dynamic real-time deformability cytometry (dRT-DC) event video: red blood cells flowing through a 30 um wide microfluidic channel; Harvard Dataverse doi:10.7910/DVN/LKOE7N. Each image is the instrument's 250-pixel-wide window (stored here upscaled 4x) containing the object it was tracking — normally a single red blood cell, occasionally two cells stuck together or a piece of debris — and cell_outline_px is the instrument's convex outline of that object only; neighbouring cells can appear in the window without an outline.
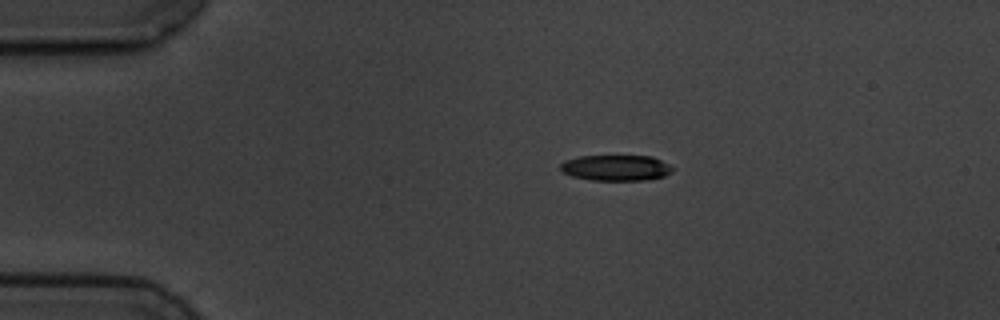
{"species": "common noctule bat (a hibernating species)", "species_latin": "Nyctalus noctula", "temperature_condition": "cold", "stored_images_in_passage": 7, "camera_frame_rate_fps": 3000, "um_per_image_px": 0.085, "animal": {"sex": "male", "body_mass_g": 19.5, "forearm_length_mm": 54.6}, "frame": {"image": 1, "passage_image": 3, "time_ms": 2.333, "image_size_px": [1000, 320], "cell_outline_px": [[676, 168], [672, 172], [664, 176], [644, 180], [592, 180], [572, 176], [564, 172], [560, 168], [560, 164], [564, 160], [580, 156], [652, 156]], "centroid_in_image_um": [52.37, 14.26], "position_along_channel_um": 32.6, "area_um2": 16.82}}
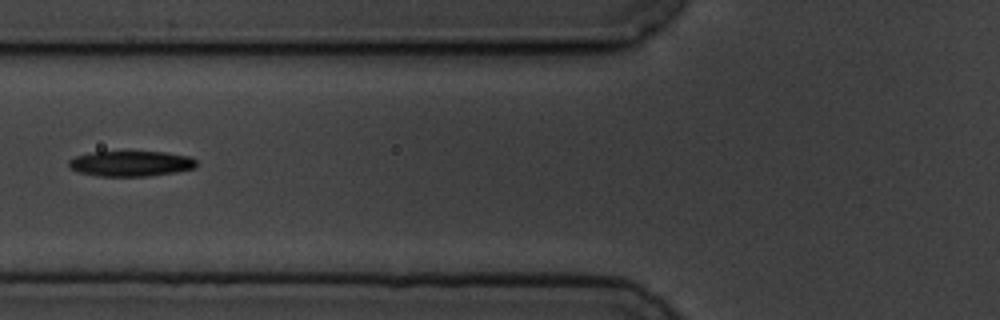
{"frame": {"image": 2, "passage_image": 6, "time_ms": 6.0, "image_size_px": [1000, 320], "cell_outline_px": [[196, 168], [176, 172], [148, 176], [100, 176], [80, 172], [72, 168], [68, 164], [68, 160], [76, 156], [92, 152], [164, 152], [188, 156], [196, 160]], "centroid_in_image_um": [11.15, 13.9], "position_along_channel_um": 114.7, "area_um2": 18.73}}
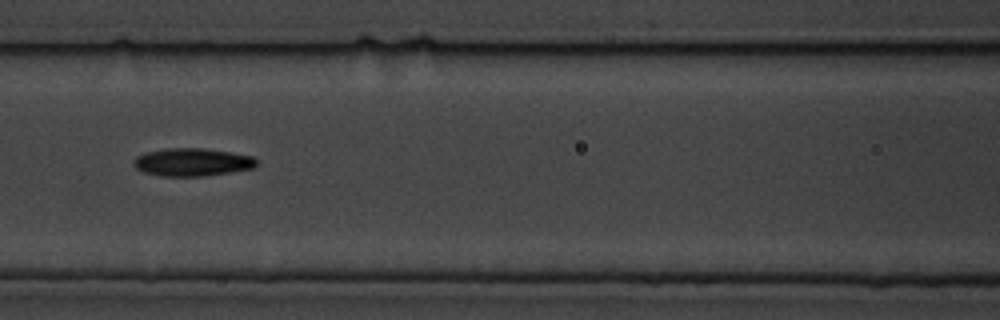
{"frame": {"image": 3, "passage_image": 7, "time_ms": 7.0, "image_size_px": [1000, 320], "cell_outline_px": [[256, 164], [252, 168], [204, 176], [160, 176], [144, 172], [136, 168], [132, 164], [136, 156], [148, 152], [168, 148], [200, 148], [232, 152], [252, 156], [256, 160]], "centroid_in_image_um": [16.31, 13.78], "position_along_channel_um": 150.3, "area_um2": 19.77}}